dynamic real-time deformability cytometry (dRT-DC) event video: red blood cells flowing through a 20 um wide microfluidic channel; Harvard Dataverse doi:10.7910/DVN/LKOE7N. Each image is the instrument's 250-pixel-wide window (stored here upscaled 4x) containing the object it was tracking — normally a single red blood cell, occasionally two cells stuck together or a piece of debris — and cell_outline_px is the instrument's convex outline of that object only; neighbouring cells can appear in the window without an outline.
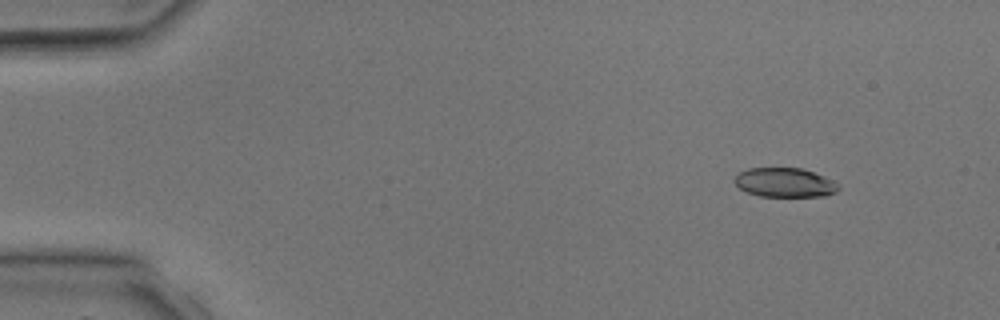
{"species": "common noctule bat (a hibernating species)", "species_latin": "Nyctalus noctula", "temperature_condition": "room temperature", "stored_images_in_passage": 5, "camera_frame_rate_fps": 3000, "um_per_image_px": 0.085, "animal": {"sex": "male", "body_mass_g": 17.9, "forearm_length_mm": 54.2}, "frame": {"image": 1, "passage_image": 2, "time_ms": 1.0, "image_size_px": [1000, 320], "cell_outline_px": [[840, 188], [836, 192], [824, 196], [760, 196], [748, 192], [740, 188], [732, 180], [740, 172], [748, 168], [804, 168], [824, 176], [840, 184]], "centroid_in_image_um": [66.73, 15.51], "position_along_channel_um": 18.3, "area_um2": 17.74}}